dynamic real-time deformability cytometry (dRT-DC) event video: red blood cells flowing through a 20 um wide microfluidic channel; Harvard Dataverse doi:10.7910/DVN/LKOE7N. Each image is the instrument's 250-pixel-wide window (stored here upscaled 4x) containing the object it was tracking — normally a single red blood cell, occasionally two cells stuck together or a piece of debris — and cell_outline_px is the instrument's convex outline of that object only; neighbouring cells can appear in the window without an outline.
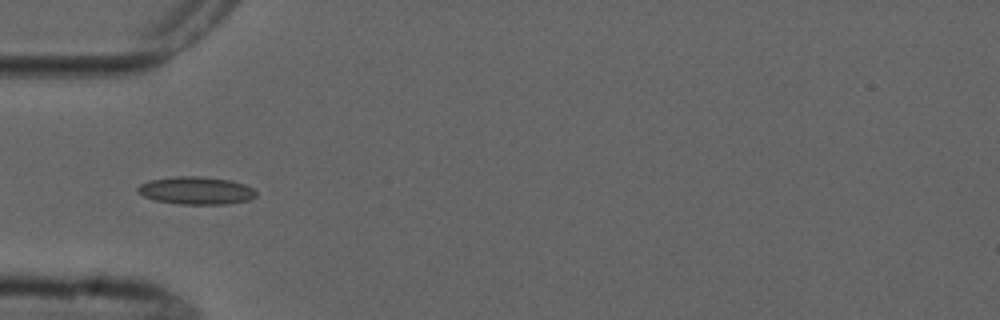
{"species": "common noctule bat (a hibernating species)", "species_latin": "Nyctalus noctula", "temperature_condition": "cold", "stored_images_in_passage": 9, "camera_frame_rate_fps": 3000, "um_per_image_px": 0.085, "animal": {"sex": "male", "forearm_length_mm": 52.5}, "frame": {"image": 1, "passage_image": 5, "time_ms": 5.0, "image_size_px": [1000, 320], "cell_outline_px": [[256, 196], [248, 200], [224, 204], [180, 204], [156, 200], [144, 196], [136, 192], [136, 188], [140, 184], [148, 180], [176, 176], [200, 176], [228, 180], [244, 184], [252, 188], [256, 192]], "centroid_in_image_um": [16.63, 16.19], "position_along_channel_um": 68.4, "area_um2": 19.02}}
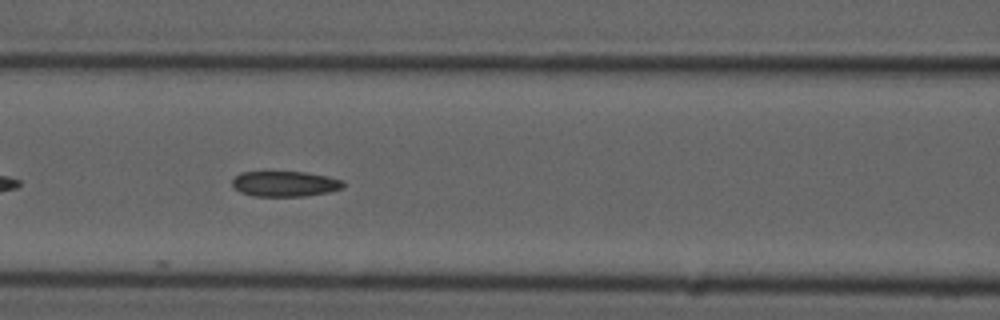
{"frame": {"image": 2, "passage_image": 7, "time_ms": 7.0, "image_size_px": [1000, 320], "cell_outline_px": [[344, 188], [328, 192], [304, 196], [252, 196], [240, 192], [232, 184], [232, 180], [240, 172], [304, 172], [328, 176], [344, 180]], "centroid_in_image_um": [24.24, 15.62], "position_along_channel_um": 142.4, "area_um2": 16.47}}
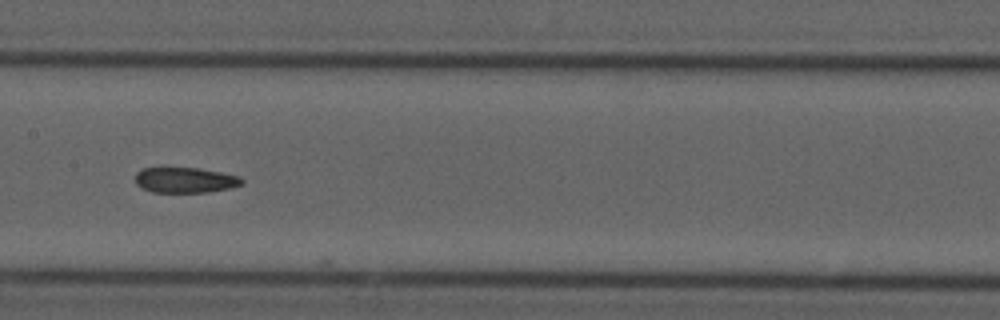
{"frame": {"image": 3, "passage_image": 8, "time_ms": 8.333, "image_size_px": [1000, 320], "cell_outline_px": [[244, 184], [232, 188], [208, 192], [152, 192], [140, 188], [136, 184], [136, 172], [144, 168], [196, 168], [220, 172], [240, 176], [244, 180]], "centroid_in_image_um": [15.76, 15.32], "position_along_channel_um": 191.6, "area_um2": 15.9}}